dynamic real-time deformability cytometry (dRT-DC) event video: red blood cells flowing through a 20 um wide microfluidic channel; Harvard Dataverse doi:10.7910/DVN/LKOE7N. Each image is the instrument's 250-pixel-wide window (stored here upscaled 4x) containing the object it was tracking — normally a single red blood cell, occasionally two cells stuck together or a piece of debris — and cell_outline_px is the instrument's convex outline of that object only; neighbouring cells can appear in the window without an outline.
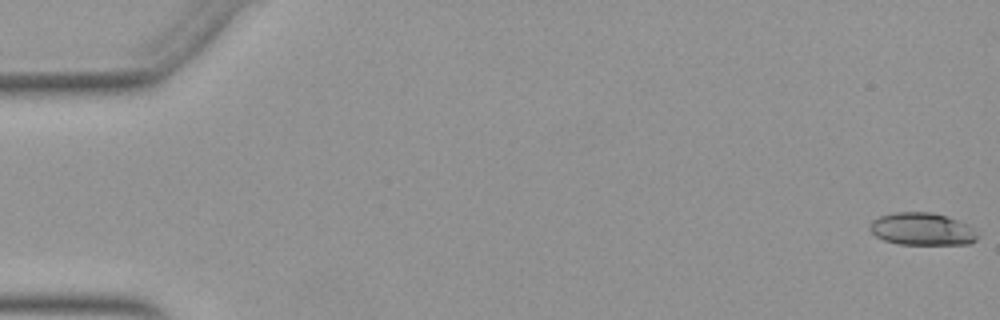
{"species": "Egyptian fruit bat (a non-hibernating species)", "species_latin": "Rousettus aegyptiacus", "temperature_condition": "warm", "stored_images_in_passage": 53, "camera_frame_rate_fps": 3000, "um_per_image_px": 0.085, "animal": {"sex": "female"}, "frame": {"image": 1, "passage_image": 1, "time_ms": 0.0, "image_size_px": [1000, 320], "cell_outline_px": [[980, 236], [976, 240], [968, 244], [900, 244], [884, 240], [876, 236], [868, 228], [868, 224], [872, 220], [880, 216], [892, 212], [932, 212], [968, 224], [976, 228], [980, 232]], "centroid_in_image_um": [78.4, 19.47], "position_along_channel_um": 6.6, "area_um2": 20.63}}
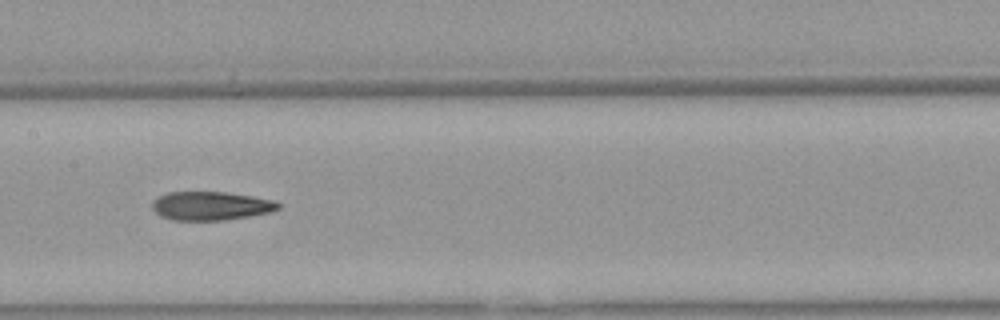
{"frame": {"image": 2, "passage_image": 27, "time_ms": 8.667, "image_size_px": [1000, 320], "cell_outline_px": [[280, 208], [272, 212], [252, 216], [224, 220], [172, 220], [160, 216], [152, 208], [152, 200], [168, 192], [224, 192], [252, 196], [276, 200], [280, 204]], "centroid_in_image_um": [17.95, 17.5], "position_along_channel_um": 189.5, "area_um2": 21.21}}
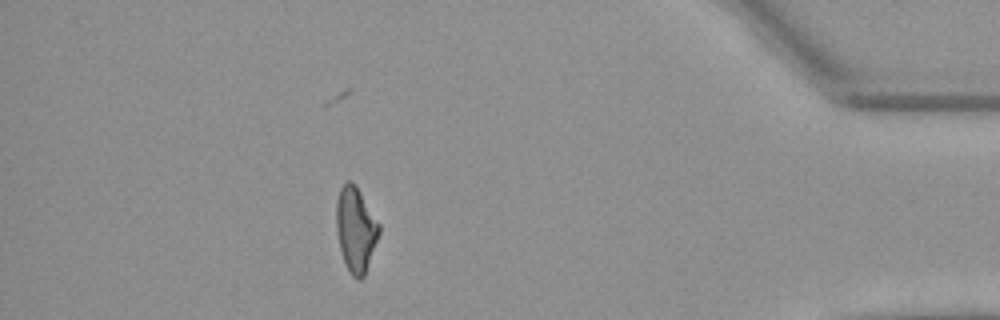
{"frame": {"image": 3, "passage_image": 47, "time_ms": 15.333, "image_size_px": [1000, 320], "cell_outline_px": [[380, 232], [364, 276], [360, 280], [356, 280], [352, 276], [344, 260], [340, 248], [336, 228], [336, 200], [340, 188], [348, 180], [352, 180], [356, 184], [380, 224]], "centroid_in_image_um": [30.24, 19.46], "position_along_channel_um": 405.0, "area_um2": 21.15}, "authors_computed_cell_mechanics": {"area_um2": 21.2704, "velocity_mm_per_s": 3.9314, "shape_relaxation_time_tau1_ms": null, "shape_relaxation_time_tau2_ms": 3.1829, "deformation_change_tau1": null, "deformation_change_tau2": 0.1336}}